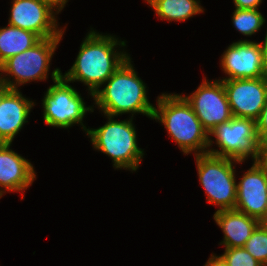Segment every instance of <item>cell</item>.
<instances>
[{"label":"cell","instance_id":"cell-24","mask_svg":"<svg viewBox=\"0 0 267 266\" xmlns=\"http://www.w3.org/2000/svg\"><path fill=\"white\" fill-rule=\"evenodd\" d=\"M263 0H233L235 8L258 9Z\"/></svg>","mask_w":267,"mask_h":266},{"label":"cell","instance_id":"cell-23","mask_svg":"<svg viewBox=\"0 0 267 266\" xmlns=\"http://www.w3.org/2000/svg\"><path fill=\"white\" fill-rule=\"evenodd\" d=\"M256 131L258 136L267 134V99L259 117L256 119Z\"/></svg>","mask_w":267,"mask_h":266},{"label":"cell","instance_id":"cell-10","mask_svg":"<svg viewBox=\"0 0 267 266\" xmlns=\"http://www.w3.org/2000/svg\"><path fill=\"white\" fill-rule=\"evenodd\" d=\"M58 13L43 0H12L8 24L32 31L41 39L63 37L64 29L57 27Z\"/></svg>","mask_w":267,"mask_h":266},{"label":"cell","instance_id":"cell-11","mask_svg":"<svg viewBox=\"0 0 267 266\" xmlns=\"http://www.w3.org/2000/svg\"><path fill=\"white\" fill-rule=\"evenodd\" d=\"M233 117L256 120L267 99V80L244 78L222 80Z\"/></svg>","mask_w":267,"mask_h":266},{"label":"cell","instance_id":"cell-18","mask_svg":"<svg viewBox=\"0 0 267 266\" xmlns=\"http://www.w3.org/2000/svg\"><path fill=\"white\" fill-rule=\"evenodd\" d=\"M161 20L185 21L194 15L203 13L200 0H145Z\"/></svg>","mask_w":267,"mask_h":266},{"label":"cell","instance_id":"cell-7","mask_svg":"<svg viewBox=\"0 0 267 266\" xmlns=\"http://www.w3.org/2000/svg\"><path fill=\"white\" fill-rule=\"evenodd\" d=\"M61 39L62 37L41 39L32 48L4 61L0 65V72L8 89L18 90V86L27 82L46 80L51 59Z\"/></svg>","mask_w":267,"mask_h":266},{"label":"cell","instance_id":"cell-16","mask_svg":"<svg viewBox=\"0 0 267 266\" xmlns=\"http://www.w3.org/2000/svg\"><path fill=\"white\" fill-rule=\"evenodd\" d=\"M213 217L224 233V239L220 245L225 248L244 247L259 224L257 218L235 209L216 211Z\"/></svg>","mask_w":267,"mask_h":266},{"label":"cell","instance_id":"cell-3","mask_svg":"<svg viewBox=\"0 0 267 266\" xmlns=\"http://www.w3.org/2000/svg\"><path fill=\"white\" fill-rule=\"evenodd\" d=\"M156 105L152 119L164 125L185 155L208 153L209 134L182 95L162 93Z\"/></svg>","mask_w":267,"mask_h":266},{"label":"cell","instance_id":"cell-4","mask_svg":"<svg viewBox=\"0 0 267 266\" xmlns=\"http://www.w3.org/2000/svg\"><path fill=\"white\" fill-rule=\"evenodd\" d=\"M107 116V123L97 129H87L86 133L94 149L112 159L115 169L137 171L144 156V151L137 145V133L133 118L114 120Z\"/></svg>","mask_w":267,"mask_h":266},{"label":"cell","instance_id":"cell-19","mask_svg":"<svg viewBox=\"0 0 267 266\" xmlns=\"http://www.w3.org/2000/svg\"><path fill=\"white\" fill-rule=\"evenodd\" d=\"M232 23L240 33L251 36L261 29L265 18L258 9L235 8Z\"/></svg>","mask_w":267,"mask_h":266},{"label":"cell","instance_id":"cell-17","mask_svg":"<svg viewBox=\"0 0 267 266\" xmlns=\"http://www.w3.org/2000/svg\"><path fill=\"white\" fill-rule=\"evenodd\" d=\"M41 38L32 31L9 25L0 28V65L8 58L32 48Z\"/></svg>","mask_w":267,"mask_h":266},{"label":"cell","instance_id":"cell-28","mask_svg":"<svg viewBox=\"0 0 267 266\" xmlns=\"http://www.w3.org/2000/svg\"><path fill=\"white\" fill-rule=\"evenodd\" d=\"M8 89V87L6 86V83L4 82V80L2 79L1 73H0V98L3 95V93Z\"/></svg>","mask_w":267,"mask_h":266},{"label":"cell","instance_id":"cell-8","mask_svg":"<svg viewBox=\"0 0 267 266\" xmlns=\"http://www.w3.org/2000/svg\"><path fill=\"white\" fill-rule=\"evenodd\" d=\"M211 135L215 137V143L219 147L213 149ZM258 135L256 120L252 118L233 117L226 123L216 126L209 133L208 153L224 158H231L244 162L250 156L254 161L257 157Z\"/></svg>","mask_w":267,"mask_h":266},{"label":"cell","instance_id":"cell-22","mask_svg":"<svg viewBox=\"0 0 267 266\" xmlns=\"http://www.w3.org/2000/svg\"><path fill=\"white\" fill-rule=\"evenodd\" d=\"M254 161L267 168V134L258 136L257 157Z\"/></svg>","mask_w":267,"mask_h":266},{"label":"cell","instance_id":"cell-27","mask_svg":"<svg viewBox=\"0 0 267 266\" xmlns=\"http://www.w3.org/2000/svg\"><path fill=\"white\" fill-rule=\"evenodd\" d=\"M43 1L49 3L58 12H61V10L65 7V4L68 2V0H43Z\"/></svg>","mask_w":267,"mask_h":266},{"label":"cell","instance_id":"cell-14","mask_svg":"<svg viewBox=\"0 0 267 266\" xmlns=\"http://www.w3.org/2000/svg\"><path fill=\"white\" fill-rule=\"evenodd\" d=\"M11 144L0 143V195L16 191L24 193L36 178L29 160L10 149Z\"/></svg>","mask_w":267,"mask_h":266},{"label":"cell","instance_id":"cell-2","mask_svg":"<svg viewBox=\"0 0 267 266\" xmlns=\"http://www.w3.org/2000/svg\"><path fill=\"white\" fill-rule=\"evenodd\" d=\"M131 62L129 57L103 84L104 88L93 94L94 104L104 115L118 117L131 113L133 118L135 113H141L152 119L155 107L149 102L146 84Z\"/></svg>","mask_w":267,"mask_h":266},{"label":"cell","instance_id":"cell-1","mask_svg":"<svg viewBox=\"0 0 267 266\" xmlns=\"http://www.w3.org/2000/svg\"><path fill=\"white\" fill-rule=\"evenodd\" d=\"M92 29L81 43L71 69L61 75L69 83L80 81L87 85L91 96L130 57L128 53L115 49L118 45L125 47V41L109 34L102 35Z\"/></svg>","mask_w":267,"mask_h":266},{"label":"cell","instance_id":"cell-12","mask_svg":"<svg viewBox=\"0 0 267 266\" xmlns=\"http://www.w3.org/2000/svg\"><path fill=\"white\" fill-rule=\"evenodd\" d=\"M221 57L222 70L228 75L221 81L263 77L260 43L246 39L233 42Z\"/></svg>","mask_w":267,"mask_h":266},{"label":"cell","instance_id":"cell-13","mask_svg":"<svg viewBox=\"0 0 267 266\" xmlns=\"http://www.w3.org/2000/svg\"><path fill=\"white\" fill-rule=\"evenodd\" d=\"M235 210L258 220L267 210V168L257 162L236 183Z\"/></svg>","mask_w":267,"mask_h":266},{"label":"cell","instance_id":"cell-20","mask_svg":"<svg viewBox=\"0 0 267 266\" xmlns=\"http://www.w3.org/2000/svg\"><path fill=\"white\" fill-rule=\"evenodd\" d=\"M244 248L260 262L267 265V229L260 224L254 229Z\"/></svg>","mask_w":267,"mask_h":266},{"label":"cell","instance_id":"cell-21","mask_svg":"<svg viewBox=\"0 0 267 266\" xmlns=\"http://www.w3.org/2000/svg\"><path fill=\"white\" fill-rule=\"evenodd\" d=\"M221 256L228 266H263L244 247L225 248Z\"/></svg>","mask_w":267,"mask_h":266},{"label":"cell","instance_id":"cell-15","mask_svg":"<svg viewBox=\"0 0 267 266\" xmlns=\"http://www.w3.org/2000/svg\"><path fill=\"white\" fill-rule=\"evenodd\" d=\"M19 91L7 89L0 98V143L12 144L35 105Z\"/></svg>","mask_w":267,"mask_h":266},{"label":"cell","instance_id":"cell-9","mask_svg":"<svg viewBox=\"0 0 267 266\" xmlns=\"http://www.w3.org/2000/svg\"><path fill=\"white\" fill-rule=\"evenodd\" d=\"M209 133L233 118L223 81L203 78L201 85L189 96L182 95Z\"/></svg>","mask_w":267,"mask_h":266},{"label":"cell","instance_id":"cell-29","mask_svg":"<svg viewBox=\"0 0 267 266\" xmlns=\"http://www.w3.org/2000/svg\"><path fill=\"white\" fill-rule=\"evenodd\" d=\"M259 224L267 229V210L265 211V214L260 218Z\"/></svg>","mask_w":267,"mask_h":266},{"label":"cell","instance_id":"cell-6","mask_svg":"<svg viewBox=\"0 0 267 266\" xmlns=\"http://www.w3.org/2000/svg\"><path fill=\"white\" fill-rule=\"evenodd\" d=\"M195 158L208 203L219 206L217 211L235 209L237 182L234 163L242 162L210 153L195 155Z\"/></svg>","mask_w":267,"mask_h":266},{"label":"cell","instance_id":"cell-25","mask_svg":"<svg viewBox=\"0 0 267 266\" xmlns=\"http://www.w3.org/2000/svg\"><path fill=\"white\" fill-rule=\"evenodd\" d=\"M262 50V71L263 77L267 80V32L264 39V44H260Z\"/></svg>","mask_w":267,"mask_h":266},{"label":"cell","instance_id":"cell-26","mask_svg":"<svg viewBox=\"0 0 267 266\" xmlns=\"http://www.w3.org/2000/svg\"><path fill=\"white\" fill-rule=\"evenodd\" d=\"M204 266H228L222 256L212 254Z\"/></svg>","mask_w":267,"mask_h":266},{"label":"cell","instance_id":"cell-5","mask_svg":"<svg viewBox=\"0 0 267 266\" xmlns=\"http://www.w3.org/2000/svg\"><path fill=\"white\" fill-rule=\"evenodd\" d=\"M59 68L53 70L51 78L54 85L49 86L44 98L43 120L52 127L65 128L80 124L86 132L87 127L83 124L86 113L93 112L92 106L87 107L81 94L76 91L62 76Z\"/></svg>","mask_w":267,"mask_h":266}]
</instances>
